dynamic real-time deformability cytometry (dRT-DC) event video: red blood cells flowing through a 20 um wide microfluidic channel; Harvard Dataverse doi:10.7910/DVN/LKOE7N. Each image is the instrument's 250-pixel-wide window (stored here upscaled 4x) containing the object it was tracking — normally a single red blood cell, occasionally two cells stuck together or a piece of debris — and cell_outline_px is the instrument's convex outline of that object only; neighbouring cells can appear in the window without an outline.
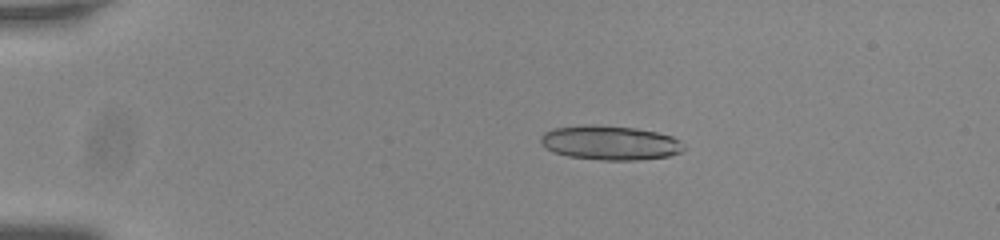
{"species": "common noctule bat (a hibernating species)", "species_latin": "Nyctalus noctula", "temperature_condition": "room temperature", "stored_images_in_passage": 44, "camera_frame_rate_fps": 3000, "um_per_image_px": 0.085, "animal": {"sex": "male", "body_mass_g": 20.0, "forearm_length_mm": 53.3}, "frame": {"image": 1, "passage_image": 1, "time_ms": 0.0, "image_size_px": [1000, 240], "cell_outline_px": [[688, 148], [680, 152], [668, 156], [636, 160], [600, 160], [568, 156], [552, 152], [544, 148], [540, 144], [540, 136], [544, 132], [552, 128], [584, 124], [596, 124], [636, 128], [656, 132], [672, 136], [680, 140]], "centroid_in_image_um": [51.82, 12.13], "position_along_channel_um": 33.2, "area_um2": 29.13}}
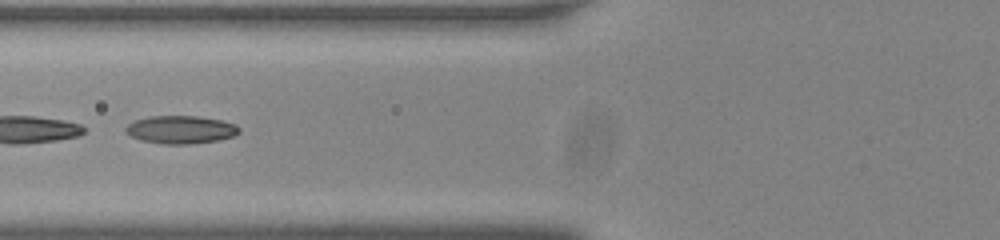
{"frame": {"image": 2, "passage_image": 13, "time_ms": 4.0, "image_size_px": [1000, 240], "cell_outline_px": [[240, 132], [232, 136], [216, 140], [192, 144], [160, 144], [140, 140], [132, 136], [124, 128], [128, 124], [136, 120], [148, 116], [196, 116], [220, 120], [236, 124], [240, 128]], "centroid_in_image_um": [15.36, 11.02], "position_along_channel_um": 110.4, "area_um2": 18.38}}
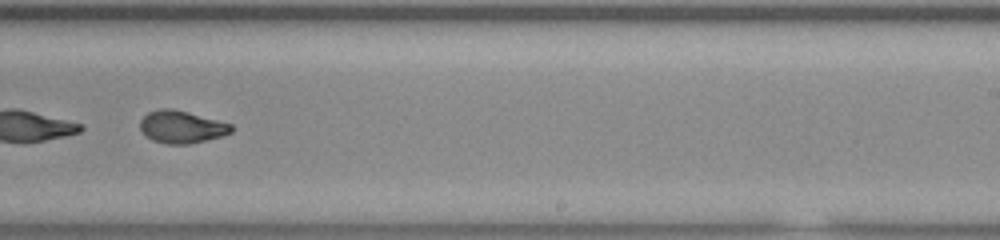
{"frame": {"image": 3, "passage_image": 26, "time_ms": 8.333, "image_size_px": [1000, 240], "cell_outline_px": [[232, 132], [220, 136], [188, 144], [168, 144], [152, 140], [140, 128], [140, 120], [148, 112], [160, 108], [172, 108], [188, 112], [232, 124]], "centroid_in_image_um": [15.42, 10.77], "position_along_channel_um": 273.6, "area_um2": 16.99}, "authors_computed_cell_mechanics": {"area_um2": 18.0336, "velocity_mm_per_s": 3.7682, "shape_relaxation_time_tau1_ms": 9.2065, "shape_relaxation_time_tau2_ms": 1.4573, "deformation_change_tau1": 0.2608, "deformation_change_tau2": 0.0615}}